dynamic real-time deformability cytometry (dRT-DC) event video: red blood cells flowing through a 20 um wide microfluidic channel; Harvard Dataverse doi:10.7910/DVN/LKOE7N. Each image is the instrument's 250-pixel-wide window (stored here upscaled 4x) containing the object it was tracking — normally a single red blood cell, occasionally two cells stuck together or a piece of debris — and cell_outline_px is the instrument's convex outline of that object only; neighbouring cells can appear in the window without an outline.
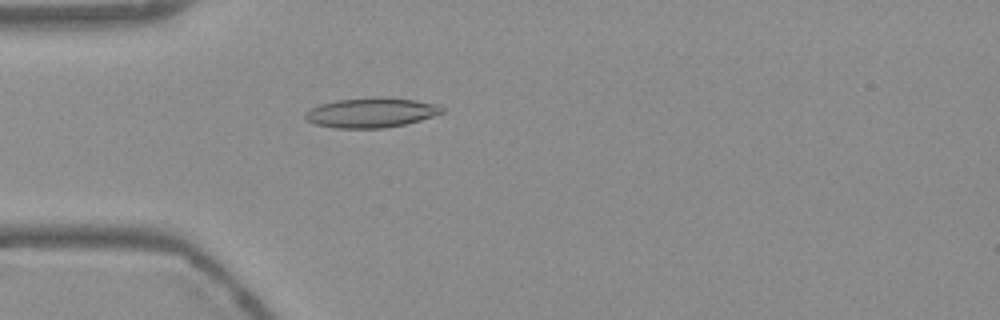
{"species": "Egyptian fruit bat (a non-hibernating species)", "species_latin": "Rousettus aegyptiacus", "temperature_condition": "warm", "stored_images_in_passage": 53, "camera_frame_rate_fps": 3000, "um_per_image_px": 0.085, "frame": {"image": 1, "passage_image": 15, "time_ms": 4.667, "image_size_px": [1000, 320], "cell_outline_px": [[444, 112], [420, 120], [404, 124], [384, 128], [336, 128], [316, 124], [304, 120], [304, 112], [320, 104], [336, 100], [372, 96], [384, 96], [416, 100], [436, 104], [444, 108]], "centroid_in_image_um": [31.53, 9.56], "position_along_channel_um": 53.5, "area_um2": 23.99}}
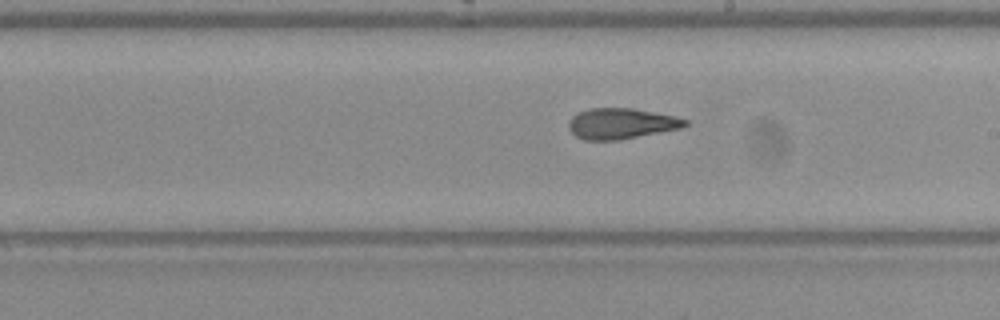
{"frame": {"image": 2, "passage_image": 30, "time_ms": 9.667, "image_size_px": [1000, 320], "cell_outline_px": [[688, 124], [680, 128], [620, 140], [584, 140], [576, 136], [568, 128], [568, 120], [572, 116], [588, 108], [632, 108], [676, 116], [688, 120]], "centroid_in_image_um": [52.78, 10.5], "position_along_channel_um": 236.2, "area_um2": 20.87}}
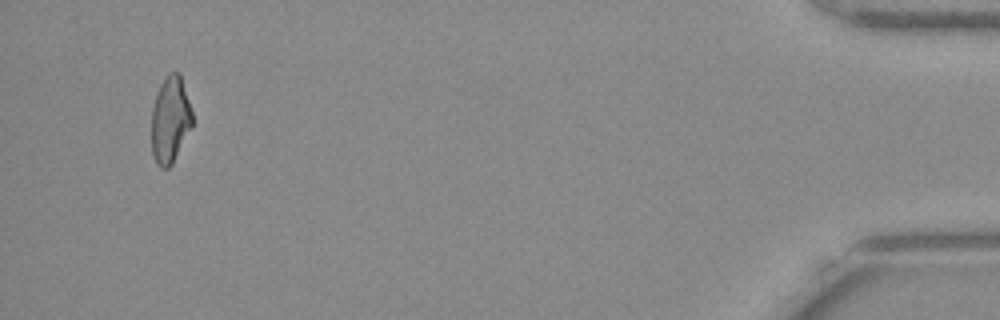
{"frame": {"image": 3, "passage_image": 51, "time_ms": 16.667, "image_size_px": [1000, 320], "cell_outline_px": [[192, 128], [172, 164], [168, 168], [160, 168], [156, 164], [152, 152], [152, 108], [156, 92], [160, 84], [168, 72], [180, 72], [192, 112]], "centroid_in_image_um": [14.47, 10.17], "position_along_channel_um": 420.7, "area_um2": 20.81}, "authors_computed_cell_mechanics": {"area_um2": 21.386, "velocity_mm_per_s": 3.7835, "shape_relaxation_time_tau1_ms": null, "shape_relaxation_time_tau2_ms": 2.4265, "deformation_change_tau1": null, "deformation_change_tau2": 0.1151}}